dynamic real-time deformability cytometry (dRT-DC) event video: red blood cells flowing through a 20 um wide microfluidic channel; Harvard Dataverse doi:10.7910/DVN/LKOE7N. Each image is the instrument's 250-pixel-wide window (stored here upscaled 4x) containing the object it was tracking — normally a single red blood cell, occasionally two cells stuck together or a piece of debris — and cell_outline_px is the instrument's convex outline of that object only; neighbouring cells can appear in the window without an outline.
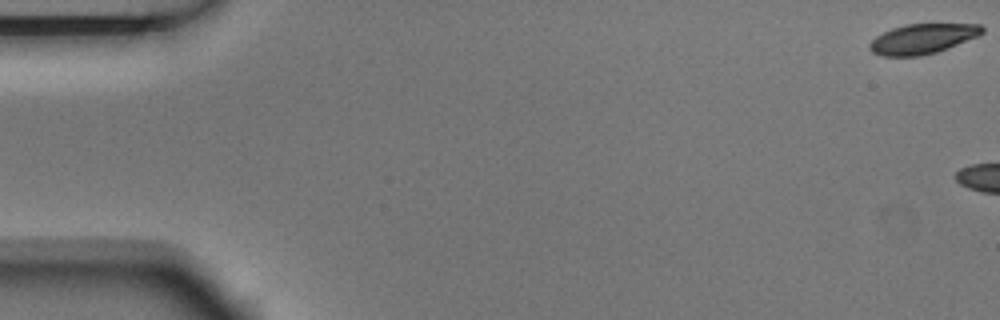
{"species": "Egyptian fruit bat (a non-hibernating species)", "species_latin": "Rousettus aegyptiacus", "temperature_condition": "room temperature", "stored_images_in_passage": 6, "camera_frame_rate_fps": 3000, "um_per_image_px": 0.085, "animal": {"sex": "male"}, "frame": {"image": 1, "passage_image": 1, "time_ms": 0.0, "image_size_px": [1000, 320], "cell_outline_px": [[984, 32], [976, 36], [948, 48], [936, 52], [920, 56], [880, 56], [872, 52], [868, 48], [868, 44], [876, 36], [892, 28], [908, 24], [980, 24], [984, 28]], "centroid_in_image_um": [78.38, 3.3], "position_along_channel_um": 6.6, "area_um2": 19.54}}